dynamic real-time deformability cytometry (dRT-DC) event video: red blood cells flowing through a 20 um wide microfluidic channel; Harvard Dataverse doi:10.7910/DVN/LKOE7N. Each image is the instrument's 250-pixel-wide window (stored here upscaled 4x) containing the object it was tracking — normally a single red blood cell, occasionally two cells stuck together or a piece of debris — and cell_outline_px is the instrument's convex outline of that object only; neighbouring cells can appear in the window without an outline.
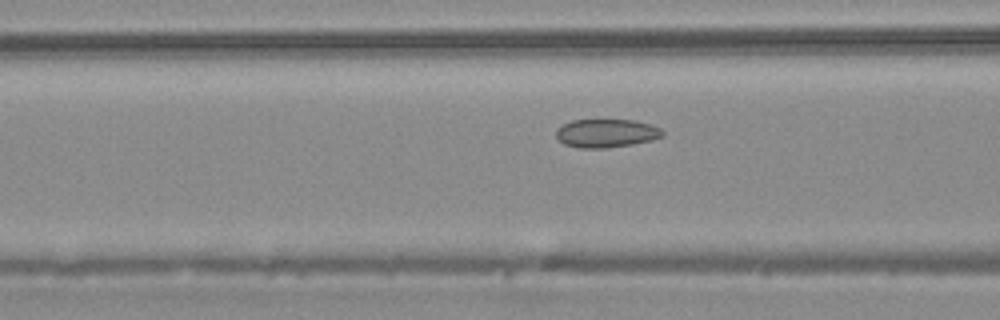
{"species": "common noctule bat (a hibernating species)", "species_latin": "Nyctalus noctula", "temperature_condition": "warm", "stored_images_in_passage": 19, "camera_frame_rate_fps": 3000, "um_per_image_px": 0.085, "animal": {"sex": "male", "body_mass_g": 20.4}, "frame": {"image": 1, "passage_image": 14, "time_ms": 4.333, "image_size_px": [1000, 320], "cell_outline_px": [[664, 136], [652, 140], [632, 144], [604, 148], [580, 148], [564, 144], [556, 136], [556, 128], [572, 120], [636, 120], [652, 124], [660, 128], [664, 132]], "centroid_in_image_um": [51.56, 11.32], "position_along_channel_um": 115.0, "area_um2": 17.69}}